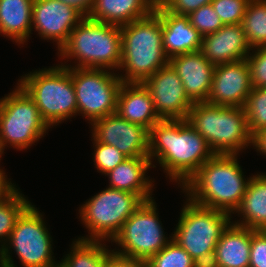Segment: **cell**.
Segmentation results:
<instances>
[{
    "mask_svg": "<svg viewBox=\"0 0 266 267\" xmlns=\"http://www.w3.org/2000/svg\"><path fill=\"white\" fill-rule=\"evenodd\" d=\"M214 154L206 139L186 120H161L149 130L151 163L157 160L178 186L183 187Z\"/></svg>",
    "mask_w": 266,
    "mask_h": 267,
    "instance_id": "6da1fadb",
    "label": "cell"
},
{
    "mask_svg": "<svg viewBox=\"0 0 266 267\" xmlns=\"http://www.w3.org/2000/svg\"><path fill=\"white\" fill-rule=\"evenodd\" d=\"M242 170L237 154H214L181 190L192 202L231 215L239 207L250 180Z\"/></svg>",
    "mask_w": 266,
    "mask_h": 267,
    "instance_id": "7a4b0ae2",
    "label": "cell"
},
{
    "mask_svg": "<svg viewBox=\"0 0 266 267\" xmlns=\"http://www.w3.org/2000/svg\"><path fill=\"white\" fill-rule=\"evenodd\" d=\"M121 29V62L118 76L122 82L143 83L159 68L169 64L163 49L161 18L153 11L149 16L128 23Z\"/></svg>",
    "mask_w": 266,
    "mask_h": 267,
    "instance_id": "3957f363",
    "label": "cell"
},
{
    "mask_svg": "<svg viewBox=\"0 0 266 267\" xmlns=\"http://www.w3.org/2000/svg\"><path fill=\"white\" fill-rule=\"evenodd\" d=\"M121 51L120 26L84 17L57 53L63 60L65 58L77 61L74 66L61 62V66L66 68L113 69L117 72Z\"/></svg>",
    "mask_w": 266,
    "mask_h": 267,
    "instance_id": "277c9868",
    "label": "cell"
},
{
    "mask_svg": "<svg viewBox=\"0 0 266 267\" xmlns=\"http://www.w3.org/2000/svg\"><path fill=\"white\" fill-rule=\"evenodd\" d=\"M187 123L206 139L215 154H237L253 146L244 107L194 102ZM247 147V148H246Z\"/></svg>",
    "mask_w": 266,
    "mask_h": 267,
    "instance_id": "5b68a950",
    "label": "cell"
},
{
    "mask_svg": "<svg viewBox=\"0 0 266 267\" xmlns=\"http://www.w3.org/2000/svg\"><path fill=\"white\" fill-rule=\"evenodd\" d=\"M25 92L34 100L42 119L52 128L77 115V102L71 67L60 64L39 69L18 80Z\"/></svg>",
    "mask_w": 266,
    "mask_h": 267,
    "instance_id": "8992f818",
    "label": "cell"
},
{
    "mask_svg": "<svg viewBox=\"0 0 266 267\" xmlns=\"http://www.w3.org/2000/svg\"><path fill=\"white\" fill-rule=\"evenodd\" d=\"M43 216L32 203L21 213L7 243L0 249V267H17L9 252L12 248L24 267H59Z\"/></svg>",
    "mask_w": 266,
    "mask_h": 267,
    "instance_id": "52a82bcc",
    "label": "cell"
},
{
    "mask_svg": "<svg viewBox=\"0 0 266 267\" xmlns=\"http://www.w3.org/2000/svg\"><path fill=\"white\" fill-rule=\"evenodd\" d=\"M143 202L136 193L107 187L79 208V217L89 235L78 239L112 241L125 221Z\"/></svg>",
    "mask_w": 266,
    "mask_h": 267,
    "instance_id": "ba28073f",
    "label": "cell"
},
{
    "mask_svg": "<svg viewBox=\"0 0 266 267\" xmlns=\"http://www.w3.org/2000/svg\"><path fill=\"white\" fill-rule=\"evenodd\" d=\"M50 127L42 119L34 100L18 84L0 99V143L25 150L46 135Z\"/></svg>",
    "mask_w": 266,
    "mask_h": 267,
    "instance_id": "9c48e42d",
    "label": "cell"
},
{
    "mask_svg": "<svg viewBox=\"0 0 266 267\" xmlns=\"http://www.w3.org/2000/svg\"><path fill=\"white\" fill-rule=\"evenodd\" d=\"M184 202L172 239L194 260L215 251L222 232L232 222V215L203 207L188 197Z\"/></svg>",
    "mask_w": 266,
    "mask_h": 267,
    "instance_id": "30bf717a",
    "label": "cell"
},
{
    "mask_svg": "<svg viewBox=\"0 0 266 267\" xmlns=\"http://www.w3.org/2000/svg\"><path fill=\"white\" fill-rule=\"evenodd\" d=\"M156 207L154 199L144 201L131 214L111 241L120 247L113 252L147 262L172 240L165 236Z\"/></svg>",
    "mask_w": 266,
    "mask_h": 267,
    "instance_id": "8fae6325",
    "label": "cell"
},
{
    "mask_svg": "<svg viewBox=\"0 0 266 267\" xmlns=\"http://www.w3.org/2000/svg\"><path fill=\"white\" fill-rule=\"evenodd\" d=\"M71 76L77 102V115L91 124L116 112L118 95L123 84L114 71L108 69L73 68Z\"/></svg>",
    "mask_w": 266,
    "mask_h": 267,
    "instance_id": "7c38bea8",
    "label": "cell"
},
{
    "mask_svg": "<svg viewBox=\"0 0 266 267\" xmlns=\"http://www.w3.org/2000/svg\"><path fill=\"white\" fill-rule=\"evenodd\" d=\"M149 90L161 120H186L194 102L187 96L183 83L170 64L159 68L143 82Z\"/></svg>",
    "mask_w": 266,
    "mask_h": 267,
    "instance_id": "4fadbf2b",
    "label": "cell"
},
{
    "mask_svg": "<svg viewBox=\"0 0 266 267\" xmlns=\"http://www.w3.org/2000/svg\"><path fill=\"white\" fill-rule=\"evenodd\" d=\"M92 137L116 147L127 158L148 156L149 130L121 118L116 112L93 121Z\"/></svg>",
    "mask_w": 266,
    "mask_h": 267,
    "instance_id": "5bb4252c",
    "label": "cell"
},
{
    "mask_svg": "<svg viewBox=\"0 0 266 267\" xmlns=\"http://www.w3.org/2000/svg\"><path fill=\"white\" fill-rule=\"evenodd\" d=\"M246 59L215 65L208 104L244 107L252 90Z\"/></svg>",
    "mask_w": 266,
    "mask_h": 267,
    "instance_id": "9a60e30c",
    "label": "cell"
},
{
    "mask_svg": "<svg viewBox=\"0 0 266 267\" xmlns=\"http://www.w3.org/2000/svg\"><path fill=\"white\" fill-rule=\"evenodd\" d=\"M83 18L74 8L58 0L33 1L32 30L43 40H53L58 51Z\"/></svg>",
    "mask_w": 266,
    "mask_h": 267,
    "instance_id": "2e32d148",
    "label": "cell"
},
{
    "mask_svg": "<svg viewBox=\"0 0 266 267\" xmlns=\"http://www.w3.org/2000/svg\"><path fill=\"white\" fill-rule=\"evenodd\" d=\"M183 83L187 96L193 102H206L210 94L215 65L202 52H189L169 59Z\"/></svg>",
    "mask_w": 266,
    "mask_h": 267,
    "instance_id": "e0dca14e",
    "label": "cell"
},
{
    "mask_svg": "<svg viewBox=\"0 0 266 267\" xmlns=\"http://www.w3.org/2000/svg\"><path fill=\"white\" fill-rule=\"evenodd\" d=\"M251 49L242 24H229L203 36L200 51L210 63L219 65L246 59Z\"/></svg>",
    "mask_w": 266,
    "mask_h": 267,
    "instance_id": "ac0fdd59",
    "label": "cell"
},
{
    "mask_svg": "<svg viewBox=\"0 0 266 267\" xmlns=\"http://www.w3.org/2000/svg\"><path fill=\"white\" fill-rule=\"evenodd\" d=\"M154 12L162 21L163 49L169 59L201 49L203 36L191 25L188 16L168 12L159 2Z\"/></svg>",
    "mask_w": 266,
    "mask_h": 267,
    "instance_id": "d6986e66",
    "label": "cell"
},
{
    "mask_svg": "<svg viewBox=\"0 0 266 267\" xmlns=\"http://www.w3.org/2000/svg\"><path fill=\"white\" fill-rule=\"evenodd\" d=\"M153 165V166H152ZM156 166L148 156L126 158L105 174L109 178V188L138 194L144 201L152 200L153 180L147 170Z\"/></svg>",
    "mask_w": 266,
    "mask_h": 267,
    "instance_id": "ffe728a7",
    "label": "cell"
},
{
    "mask_svg": "<svg viewBox=\"0 0 266 267\" xmlns=\"http://www.w3.org/2000/svg\"><path fill=\"white\" fill-rule=\"evenodd\" d=\"M116 113L121 118L140 124L148 130L161 121L150 92L143 83L123 82L118 95Z\"/></svg>",
    "mask_w": 266,
    "mask_h": 267,
    "instance_id": "44dd1931",
    "label": "cell"
},
{
    "mask_svg": "<svg viewBox=\"0 0 266 267\" xmlns=\"http://www.w3.org/2000/svg\"><path fill=\"white\" fill-rule=\"evenodd\" d=\"M156 3V0H96L89 18L121 27L149 16Z\"/></svg>",
    "mask_w": 266,
    "mask_h": 267,
    "instance_id": "7402d4cb",
    "label": "cell"
},
{
    "mask_svg": "<svg viewBox=\"0 0 266 267\" xmlns=\"http://www.w3.org/2000/svg\"><path fill=\"white\" fill-rule=\"evenodd\" d=\"M236 213L242 220H232L233 224L252 230H266V173L250 176L246 192L233 214Z\"/></svg>",
    "mask_w": 266,
    "mask_h": 267,
    "instance_id": "603a6c76",
    "label": "cell"
},
{
    "mask_svg": "<svg viewBox=\"0 0 266 267\" xmlns=\"http://www.w3.org/2000/svg\"><path fill=\"white\" fill-rule=\"evenodd\" d=\"M250 246L251 229L231 222L215 247L219 267H249Z\"/></svg>",
    "mask_w": 266,
    "mask_h": 267,
    "instance_id": "cb8c5ba5",
    "label": "cell"
},
{
    "mask_svg": "<svg viewBox=\"0 0 266 267\" xmlns=\"http://www.w3.org/2000/svg\"><path fill=\"white\" fill-rule=\"evenodd\" d=\"M34 0H0V34L24 45L32 34Z\"/></svg>",
    "mask_w": 266,
    "mask_h": 267,
    "instance_id": "d4e9b609",
    "label": "cell"
},
{
    "mask_svg": "<svg viewBox=\"0 0 266 267\" xmlns=\"http://www.w3.org/2000/svg\"><path fill=\"white\" fill-rule=\"evenodd\" d=\"M104 241L75 239L70 252L59 262V267H105L112 252Z\"/></svg>",
    "mask_w": 266,
    "mask_h": 267,
    "instance_id": "484cf974",
    "label": "cell"
},
{
    "mask_svg": "<svg viewBox=\"0 0 266 267\" xmlns=\"http://www.w3.org/2000/svg\"><path fill=\"white\" fill-rule=\"evenodd\" d=\"M241 24L251 48L266 47V0H250Z\"/></svg>",
    "mask_w": 266,
    "mask_h": 267,
    "instance_id": "4316f807",
    "label": "cell"
},
{
    "mask_svg": "<svg viewBox=\"0 0 266 267\" xmlns=\"http://www.w3.org/2000/svg\"><path fill=\"white\" fill-rule=\"evenodd\" d=\"M30 204L19 189L0 204V249L7 243L18 217Z\"/></svg>",
    "mask_w": 266,
    "mask_h": 267,
    "instance_id": "83f0119b",
    "label": "cell"
},
{
    "mask_svg": "<svg viewBox=\"0 0 266 267\" xmlns=\"http://www.w3.org/2000/svg\"><path fill=\"white\" fill-rule=\"evenodd\" d=\"M252 136L266 128V88L253 87L244 106Z\"/></svg>",
    "mask_w": 266,
    "mask_h": 267,
    "instance_id": "f1b7e54d",
    "label": "cell"
},
{
    "mask_svg": "<svg viewBox=\"0 0 266 267\" xmlns=\"http://www.w3.org/2000/svg\"><path fill=\"white\" fill-rule=\"evenodd\" d=\"M193 259L173 239L152 256L147 262V267H193Z\"/></svg>",
    "mask_w": 266,
    "mask_h": 267,
    "instance_id": "f546056e",
    "label": "cell"
},
{
    "mask_svg": "<svg viewBox=\"0 0 266 267\" xmlns=\"http://www.w3.org/2000/svg\"><path fill=\"white\" fill-rule=\"evenodd\" d=\"M92 140L95 145L93 162L100 173L105 175L127 158L116 147L97 142L94 138Z\"/></svg>",
    "mask_w": 266,
    "mask_h": 267,
    "instance_id": "4dcf8cb0",
    "label": "cell"
},
{
    "mask_svg": "<svg viewBox=\"0 0 266 267\" xmlns=\"http://www.w3.org/2000/svg\"><path fill=\"white\" fill-rule=\"evenodd\" d=\"M188 17L191 25L195 27L202 36L214 33L224 26L212 4L201 6L197 10L191 12Z\"/></svg>",
    "mask_w": 266,
    "mask_h": 267,
    "instance_id": "1f68e13d",
    "label": "cell"
},
{
    "mask_svg": "<svg viewBox=\"0 0 266 267\" xmlns=\"http://www.w3.org/2000/svg\"><path fill=\"white\" fill-rule=\"evenodd\" d=\"M250 0H212L223 25L241 24Z\"/></svg>",
    "mask_w": 266,
    "mask_h": 267,
    "instance_id": "d6a6232c",
    "label": "cell"
},
{
    "mask_svg": "<svg viewBox=\"0 0 266 267\" xmlns=\"http://www.w3.org/2000/svg\"><path fill=\"white\" fill-rule=\"evenodd\" d=\"M246 57L252 87H266V47H256Z\"/></svg>",
    "mask_w": 266,
    "mask_h": 267,
    "instance_id": "836d02e7",
    "label": "cell"
},
{
    "mask_svg": "<svg viewBox=\"0 0 266 267\" xmlns=\"http://www.w3.org/2000/svg\"><path fill=\"white\" fill-rule=\"evenodd\" d=\"M249 267H266V230L251 229Z\"/></svg>",
    "mask_w": 266,
    "mask_h": 267,
    "instance_id": "e575fe53",
    "label": "cell"
},
{
    "mask_svg": "<svg viewBox=\"0 0 266 267\" xmlns=\"http://www.w3.org/2000/svg\"><path fill=\"white\" fill-rule=\"evenodd\" d=\"M158 2L168 12L188 16L201 6L211 4L212 0H159Z\"/></svg>",
    "mask_w": 266,
    "mask_h": 267,
    "instance_id": "d590c367",
    "label": "cell"
},
{
    "mask_svg": "<svg viewBox=\"0 0 266 267\" xmlns=\"http://www.w3.org/2000/svg\"><path fill=\"white\" fill-rule=\"evenodd\" d=\"M105 267H147L145 261L121 256L111 252L106 259Z\"/></svg>",
    "mask_w": 266,
    "mask_h": 267,
    "instance_id": "8d00e7d4",
    "label": "cell"
},
{
    "mask_svg": "<svg viewBox=\"0 0 266 267\" xmlns=\"http://www.w3.org/2000/svg\"><path fill=\"white\" fill-rule=\"evenodd\" d=\"M58 1L63 2L66 5L74 8L83 17H89L95 5L96 0H58Z\"/></svg>",
    "mask_w": 266,
    "mask_h": 267,
    "instance_id": "74e56055",
    "label": "cell"
},
{
    "mask_svg": "<svg viewBox=\"0 0 266 267\" xmlns=\"http://www.w3.org/2000/svg\"><path fill=\"white\" fill-rule=\"evenodd\" d=\"M4 171H0V204L6 200L17 188L9 181Z\"/></svg>",
    "mask_w": 266,
    "mask_h": 267,
    "instance_id": "f35d334b",
    "label": "cell"
},
{
    "mask_svg": "<svg viewBox=\"0 0 266 267\" xmlns=\"http://www.w3.org/2000/svg\"><path fill=\"white\" fill-rule=\"evenodd\" d=\"M193 264V267H219L215 251L200 255Z\"/></svg>",
    "mask_w": 266,
    "mask_h": 267,
    "instance_id": "ab89813d",
    "label": "cell"
},
{
    "mask_svg": "<svg viewBox=\"0 0 266 267\" xmlns=\"http://www.w3.org/2000/svg\"><path fill=\"white\" fill-rule=\"evenodd\" d=\"M253 148L261 155L266 156V128L253 136Z\"/></svg>",
    "mask_w": 266,
    "mask_h": 267,
    "instance_id": "60d3db41",
    "label": "cell"
},
{
    "mask_svg": "<svg viewBox=\"0 0 266 267\" xmlns=\"http://www.w3.org/2000/svg\"><path fill=\"white\" fill-rule=\"evenodd\" d=\"M2 154H4V150H3L1 143H0V160H1V157L3 156ZM0 171H4V170H2L0 167Z\"/></svg>",
    "mask_w": 266,
    "mask_h": 267,
    "instance_id": "b9f144b4",
    "label": "cell"
}]
</instances>
